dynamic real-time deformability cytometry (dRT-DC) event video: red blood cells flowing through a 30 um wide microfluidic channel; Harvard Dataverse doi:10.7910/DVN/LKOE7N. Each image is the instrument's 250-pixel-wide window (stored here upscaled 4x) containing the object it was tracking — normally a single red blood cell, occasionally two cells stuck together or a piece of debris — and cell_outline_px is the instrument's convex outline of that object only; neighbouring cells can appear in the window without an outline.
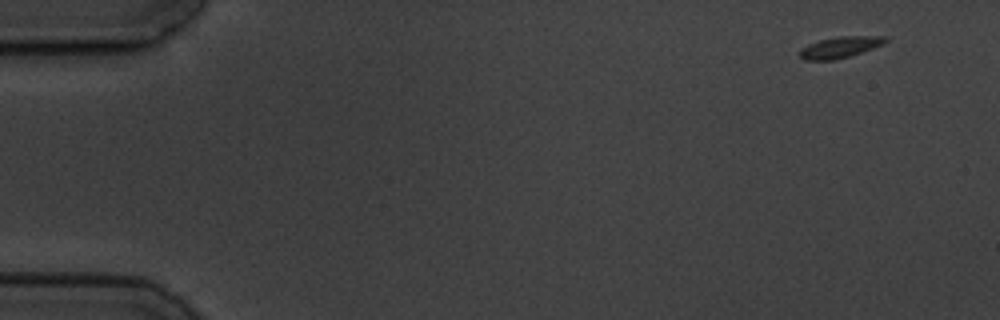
{"species": "common noctule bat (a hibernating species)", "species_latin": "Nyctalus noctula", "temperature_condition": "cold", "stored_images_in_passage": 5, "camera_frame_rate_fps": 3000, "um_per_image_px": 0.085, "animal": {"sex": "male", "body_mass_g": 19.5, "forearm_length_mm": 54.6}, "frame": {"image": 1, "passage_image": 1, "time_ms": 0.0, "image_size_px": [1000, 320], "cell_outline_px": [[888, 40], [884, 44], [848, 56], [832, 60], [804, 60], [800, 56], [800, 48], [808, 44], [820, 40], [840, 36], [888, 36]], "centroid_in_image_um": [71.4, 4.0], "position_along_channel_um": 13.6, "area_um2": 10.46}}
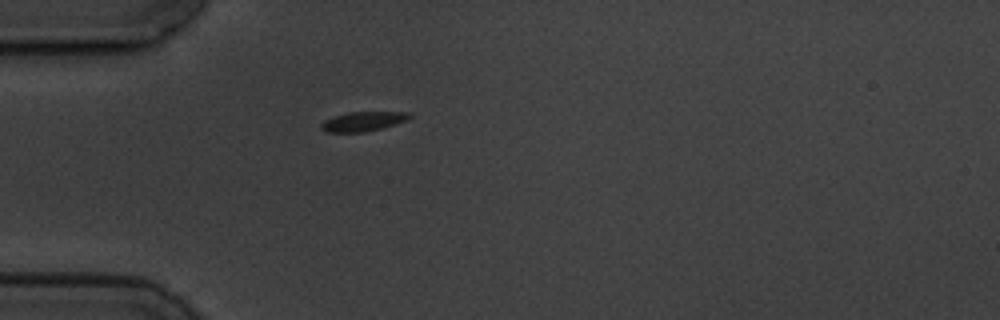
{"frame": {"image": 2, "passage_image": 5, "time_ms": 4.333, "image_size_px": [1000, 320], "cell_outline_px": [[412, 116], [408, 120], [380, 128], [364, 132], [324, 132], [320, 128], [320, 124], [324, 120], [332, 116], [348, 112], [412, 112]], "centroid_in_image_um": [30.83, 10.31], "position_along_channel_um": 54.2, "area_um2": 10.12}}